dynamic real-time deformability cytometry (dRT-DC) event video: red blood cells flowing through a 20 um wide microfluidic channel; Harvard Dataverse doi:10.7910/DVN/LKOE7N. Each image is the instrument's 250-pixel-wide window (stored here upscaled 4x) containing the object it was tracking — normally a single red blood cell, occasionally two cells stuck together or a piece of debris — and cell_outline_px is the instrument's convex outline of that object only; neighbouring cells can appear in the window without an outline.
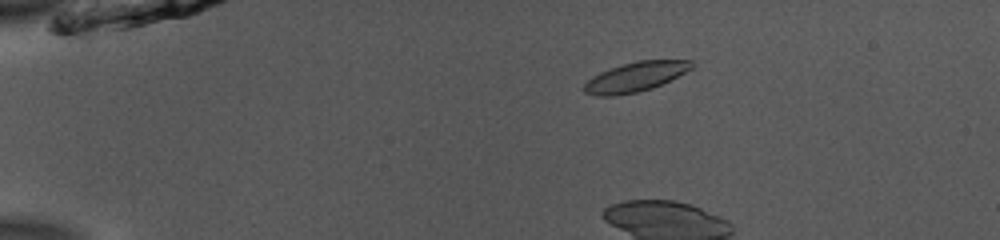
{"species": "common noctule bat (a hibernating species)", "species_latin": "Nyctalus noctula", "temperature_condition": "room temperature", "stored_images_in_passage": 50, "camera_frame_rate_fps": 3000, "um_per_image_px": 0.085, "animal": {"sex": "male", "body_mass_g": 13.0, "forearm_length_mm": 53.1}, "frame": {"image": 1, "passage_image": 8, "time_ms": 2.333, "image_size_px": [1000, 240], "cell_outline_px": [[692, 68], [652, 88], [636, 92], [612, 96], [596, 96], [584, 92], [584, 84], [592, 76], [600, 72], [636, 60], [692, 60]], "centroid_in_image_um": [53.97, 6.53], "position_along_channel_um": 31.0, "area_um2": 18.15}}